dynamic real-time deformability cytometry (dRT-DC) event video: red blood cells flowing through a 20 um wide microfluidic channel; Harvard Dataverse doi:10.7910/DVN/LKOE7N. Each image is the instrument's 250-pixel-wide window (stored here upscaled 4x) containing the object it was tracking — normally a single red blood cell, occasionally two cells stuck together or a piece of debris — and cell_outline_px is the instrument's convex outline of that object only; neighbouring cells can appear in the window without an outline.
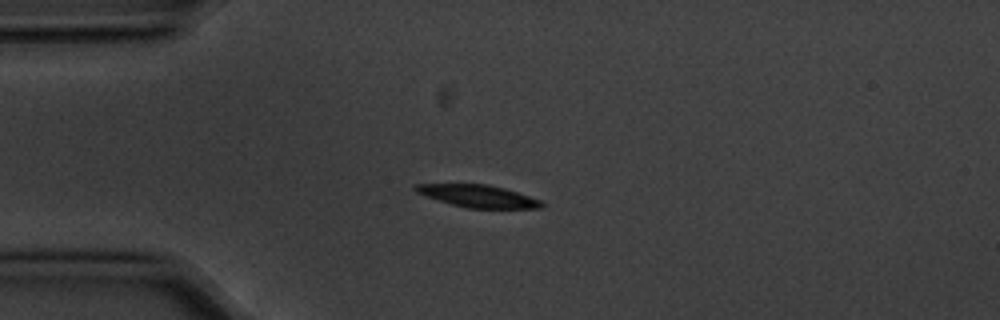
{"species": "common noctule bat (a hibernating species)", "species_latin": "Nyctalus noctula", "temperature_condition": "cold", "stored_images_in_passage": 9, "camera_frame_rate_fps": 3000, "um_per_image_px": 0.085, "animal": {"sex": "male", "body_mass_g": 20.1, "forearm_length_mm": 53.5}, "frame": {"image": 1, "passage_image": 3, "time_ms": 0.667, "image_size_px": [1000, 320], "cell_outline_px": [[544, 204], [540, 208], [468, 208], [452, 204], [416, 192], [412, 188], [416, 184], [488, 184], [504, 188], [540, 200]], "centroid_in_image_um": [40.63, 16.66], "position_along_channel_um": 44.4, "area_um2": 16.07}}
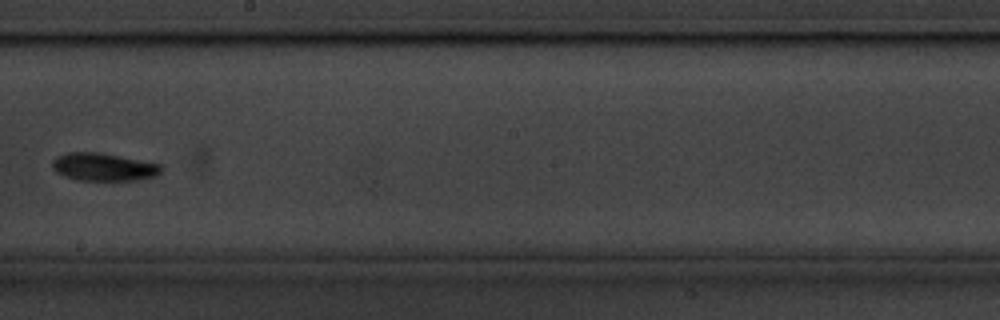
{"frame": {"image": 2, "passage_image": 8, "time_ms": 2.333, "image_size_px": [1000, 320], "cell_outline_px": [[160, 172], [156, 176], [140, 180], [76, 180], [64, 176], [56, 172], [52, 168], [52, 160], [56, 156], [68, 152], [96, 152], [120, 156], [160, 164]], "centroid_in_image_um": [8.75, 14.19], "position_along_channel_um": 239.4, "area_um2": 17.63}}